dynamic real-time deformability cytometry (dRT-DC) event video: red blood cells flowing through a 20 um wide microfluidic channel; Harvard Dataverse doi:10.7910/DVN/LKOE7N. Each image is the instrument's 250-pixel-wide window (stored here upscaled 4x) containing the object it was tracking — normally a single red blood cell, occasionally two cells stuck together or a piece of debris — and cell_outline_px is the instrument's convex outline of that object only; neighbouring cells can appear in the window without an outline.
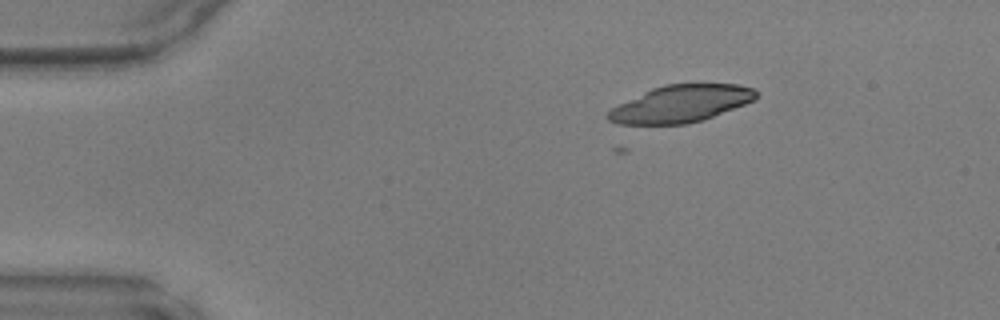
{"species": "common noctule bat (a hibernating species)", "species_latin": "Nyctalus noctula", "temperature_condition": "warm", "stored_images_in_passage": 2, "camera_frame_rate_fps": 3000, "um_per_image_px": 0.085, "animal": {"sex": "male", "body_mass_g": 17.9, "forearm_length_mm": 54.2}, "frame": {"image": 1, "passage_image": 2, "time_ms": 0.333, "image_size_px": [1000, 320], "cell_outline_px": [[756, 100], [712, 116], [688, 124], [616, 124], [608, 120], [604, 116], [612, 108], [652, 88], [664, 84], [740, 84], [756, 88]], "centroid_in_image_um": [57.88, 8.81], "position_along_channel_um": 27.1, "area_um2": 31.79}}